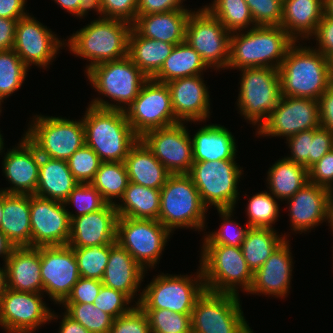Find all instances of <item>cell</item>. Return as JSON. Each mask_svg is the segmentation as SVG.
Instances as JSON below:
<instances>
[{"instance_id":"obj_9","label":"cell","mask_w":333,"mask_h":333,"mask_svg":"<svg viewBox=\"0 0 333 333\" xmlns=\"http://www.w3.org/2000/svg\"><path fill=\"white\" fill-rule=\"evenodd\" d=\"M241 71L237 106L243 119L258 130L268 119L281 98L278 69L269 67L245 68Z\"/></svg>"},{"instance_id":"obj_51","label":"cell","mask_w":333,"mask_h":333,"mask_svg":"<svg viewBox=\"0 0 333 333\" xmlns=\"http://www.w3.org/2000/svg\"><path fill=\"white\" fill-rule=\"evenodd\" d=\"M255 26H280L283 0H245Z\"/></svg>"},{"instance_id":"obj_8","label":"cell","mask_w":333,"mask_h":333,"mask_svg":"<svg viewBox=\"0 0 333 333\" xmlns=\"http://www.w3.org/2000/svg\"><path fill=\"white\" fill-rule=\"evenodd\" d=\"M35 117V118H34ZM24 135L40 156L67 161L85 145L83 120L35 115Z\"/></svg>"},{"instance_id":"obj_40","label":"cell","mask_w":333,"mask_h":333,"mask_svg":"<svg viewBox=\"0 0 333 333\" xmlns=\"http://www.w3.org/2000/svg\"><path fill=\"white\" fill-rule=\"evenodd\" d=\"M275 229L249 227L241 250L246 263L254 273L286 239V234H277ZM282 236V237H280Z\"/></svg>"},{"instance_id":"obj_5","label":"cell","mask_w":333,"mask_h":333,"mask_svg":"<svg viewBox=\"0 0 333 333\" xmlns=\"http://www.w3.org/2000/svg\"><path fill=\"white\" fill-rule=\"evenodd\" d=\"M86 76L95 89L114 101L95 98L89 105L101 109L123 110L134 101L144 83L149 79L129 56L118 60L106 61L89 68Z\"/></svg>"},{"instance_id":"obj_62","label":"cell","mask_w":333,"mask_h":333,"mask_svg":"<svg viewBox=\"0 0 333 333\" xmlns=\"http://www.w3.org/2000/svg\"><path fill=\"white\" fill-rule=\"evenodd\" d=\"M79 2L78 12L75 14L76 17L84 18L89 11L95 9L93 11H95L97 15H100L98 16L99 19L103 18L102 0H80Z\"/></svg>"},{"instance_id":"obj_45","label":"cell","mask_w":333,"mask_h":333,"mask_svg":"<svg viewBox=\"0 0 333 333\" xmlns=\"http://www.w3.org/2000/svg\"><path fill=\"white\" fill-rule=\"evenodd\" d=\"M276 199L270 192L266 191L256 193L250 197L246 207V214L249 219L247 225L249 227L274 229L272 224L278 220L280 213Z\"/></svg>"},{"instance_id":"obj_66","label":"cell","mask_w":333,"mask_h":333,"mask_svg":"<svg viewBox=\"0 0 333 333\" xmlns=\"http://www.w3.org/2000/svg\"><path fill=\"white\" fill-rule=\"evenodd\" d=\"M4 267H0V300L2 296L6 293L7 287V268L6 265Z\"/></svg>"},{"instance_id":"obj_43","label":"cell","mask_w":333,"mask_h":333,"mask_svg":"<svg viewBox=\"0 0 333 333\" xmlns=\"http://www.w3.org/2000/svg\"><path fill=\"white\" fill-rule=\"evenodd\" d=\"M29 69L13 49L0 51L1 101L20 89Z\"/></svg>"},{"instance_id":"obj_19","label":"cell","mask_w":333,"mask_h":333,"mask_svg":"<svg viewBox=\"0 0 333 333\" xmlns=\"http://www.w3.org/2000/svg\"><path fill=\"white\" fill-rule=\"evenodd\" d=\"M31 247L68 245L70 218L65 203L30 195Z\"/></svg>"},{"instance_id":"obj_55","label":"cell","mask_w":333,"mask_h":333,"mask_svg":"<svg viewBox=\"0 0 333 333\" xmlns=\"http://www.w3.org/2000/svg\"><path fill=\"white\" fill-rule=\"evenodd\" d=\"M309 182L333 192V149L308 169Z\"/></svg>"},{"instance_id":"obj_7","label":"cell","mask_w":333,"mask_h":333,"mask_svg":"<svg viewBox=\"0 0 333 333\" xmlns=\"http://www.w3.org/2000/svg\"><path fill=\"white\" fill-rule=\"evenodd\" d=\"M201 248L199 262L207 291L236 295H239L237 289L240 288L246 293L249 291L253 272L243 257L241 247L203 244Z\"/></svg>"},{"instance_id":"obj_48","label":"cell","mask_w":333,"mask_h":333,"mask_svg":"<svg viewBox=\"0 0 333 333\" xmlns=\"http://www.w3.org/2000/svg\"><path fill=\"white\" fill-rule=\"evenodd\" d=\"M233 210L235 209H217L219 216L223 219L222 225L217 231H212L203 238V244H220L233 247H241L249 225L245 228L232 220Z\"/></svg>"},{"instance_id":"obj_29","label":"cell","mask_w":333,"mask_h":333,"mask_svg":"<svg viewBox=\"0 0 333 333\" xmlns=\"http://www.w3.org/2000/svg\"><path fill=\"white\" fill-rule=\"evenodd\" d=\"M191 12L187 8L137 15L132 28L142 37L178 45L185 41L187 20Z\"/></svg>"},{"instance_id":"obj_33","label":"cell","mask_w":333,"mask_h":333,"mask_svg":"<svg viewBox=\"0 0 333 333\" xmlns=\"http://www.w3.org/2000/svg\"><path fill=\"white\" fill-rule=\"evenodd\" d=\"M124 164L130 182L152 189H161L171 175L140 139L130 149Z\"/></svg>"},{"instance_id":"obj_50","label":"cell","mask_w":333,"mask_h":333,"mask_svg":"<svg viewBox=\"0 0 333 333\" xmlns=\"http://www.w3.org/2000/svg\"><path fill=\"white\" fill-rule=\"evenodd\" d=\"M101 162L99 156L86 145L67 160L72 175L79 183H91Z\"/></svg>"},{"instance_id":"obj_69","label":"cell","mask_w":333,"mask_h":333,"mask_svg":"<svg viewBox=\"0 0 333 333\" xmlns=\"http://www.w3.org/2000/svg\"><path fill=\"white\" fill-rule=\"evenodd\" d=\"M3 190L0 189V223L3 216Z\"/></svg>"},{"instance_id":"obj_25","label":"cell","mask_w":333,"mask_h":333,"mask_svg":"<svg viewBox=\"0 0 333 333\" xmlns=\"http://www.w3.org/2000/svg\"><path fill=\"white\" fill-rule=\"evenodd\" d=\"M286 239L264 264L253 273L252 285L247 294L286 297L290 292L293 258Z\"/></svg>"},{"instance_id":"obj_67","label":"cell","mask_w":333,"mask_h":333,"mask_svg":"<svg viewBox=\"0 0 333 333\" xmlns=\"http://www.w3.org/2000/svg\"><path fill=\"white\" fill-rule=\"evenodd\" d=\"M327 221H328V226L331 227L332 233H333V192L330 196L329 202H328V207H327Z\"/></svg>"},{"instance_id":"obj_26","label":"cell","mask_w":333,"mask_h":333,"mask_svg":"<svg viewBox=\"0 0 333 333\" xmlns=\"http://www.w3.org/2000/svg\"><path fill=\"white\" fill-rule=\"evenodd\" d=\"M332 192L322 186L308 182L290 199L289 212L292 229L295 232L311 231L327 221V207Z\"/></svg>"},{"instance_id":"obj_54","label":"cell","mask_w":333,"mask_h":333,"mask_svg":"<svg viewBox=\"0 0 333 333\" xmlns=\"http://www.w3.org/2000/svg\"><path fill=\"white\" fill-rule=\"evenodd\" d=\"M102 285L100 280L80 277L62 303H94Z\"/></svg>"},{"instance_id":"obj_12","label":"cell","mask_w":333,"mask_h":333,"mask_svg":"<svg viewBox=\"0 0 333 333\" xmlns=\"http://www.w3.org/2000/svg\"><path fill=\"white\" fill-rule=\"evenodd\" d=\"M241 307L239 295L205 290L192 310V333H253Z\"/></svg>"},{"instance_id":"obj_2","label":"cell","mask_w":333,"mask_h":333,"mask_svg":"<svg viewBox=\"0 0 333 333\" xmlns=\"http://www.w3.org/2000/svg\"><path fill=\"white\" fill-rule=\"evenodd\" d=\"M295 41L281 26H256L231 33L227 69H278Z\"/></svg>"},{"instance_id":"obj_52","label":"cell","mask_w":333,"mask_h":333,"mask_svg":"<svg viewBox=\"0 0 333 333\" xmlns=\"http://www.w3.org/2000/svg\"><path fill=\"white\" fill-rule=\"evenodd\" d=\"M132 302L124 293L102 285L95 298L94 306L116 319L128 313L135 306L130 305Z\"/></svg>"},{"instance_id":"obj_30","label":"cell","mask_w":333,"mask_h":333,"mask_svg":"<svg viewBox=\"0 0 333 333\" xmlns=\"http://www.w3.org/2000/svg\"><path fill=\"white\" fill-rule=\"evenodd\" d=\"M191 141L194 162L236 159L235 137L220 124L204 125Z\"/></svg>"},{"instance_id":"obj_38","label":"cell","mask_w":333,"mask_h":333,"mask_svg":"<svg viewBox=\"0 0 333 333\" xmlns=\"http://www.w3.org/2000/svg\"><path fill=\"white\" fill-rule=\"evenodd\" d=\"M116 203L119 217L158 220L160 189H152L129 181L123 197Z\"/></svg>"},{"instance_id":"obj_65","label":"cell","mask_w":333,"mask_h":333,"mask_svg":"<svg viewBox=\"0 0 333 333\" xmlns=\"http://www.w3.org/2000/svg\"><path fill=\"white\" fill-rule=\"evenodd\" d=\"M80 0H54L55 3L66 10L68 13L75 15L78 12Z\"/></svg>"},{"instance_id":"obj_24","label":"cell","mask_w":333,"mask_h":333,"mask_svg":"<svg viewBox=\"0 0 333 333\" xmlns=\"http://www.w3.org/2000/svg\"><path fill=\"white\" fill-rule=\"evenodd\" d=\"M117 218L116 206L110 203L96 212L73 218L68 245L83 248L116 242Z\"/></svg>"},{"instance_id":"obj_14","label":"cell","mask_w":333,"mask_h":333,"mask_svg":"<svg viewBox=\"0 0 333 333\" xmlns=\"http://www.w3.org/2000/svg\"><path fill=\"white\" fill-rule=\"evenodd\" d=\"M230 37L231 33L204 6L198 11L193 10L188 17L185 41L200 54L210 69H227Z\"/></svg>"},{"instance_id":"obj_64","label":"cell","mask_w":333,"mask_h":333,"mask_svg":"<svg viewBox=\"0 0 333 333\" xmlns=\"http://www.w3.org/2000/svg\"><path fill=\"white\" fill-rule=\"evenodd\" d=\"M15 246L9 241L5 234L0 230V257L3 258L4 264L10 257Z\"/></svg>"},{"instance_id":"obj_39","label":"cell","mask_w":333,"mask_h":333,"mask_svg":"<svg viewBox=\"0 0 333 333\" xmlns=\"http://www.w3.org/2000/svg\"><path fill=\"white\" fill-rule=\"evenodd\" d=\"M207 68L209 67L202 60L200 54L186 41H183L174 46L170 55L152 79L168 83L178 78L203 75Z\"/></svg>"},{"instance_id":"obj_71","label":"cell","mask_w":333,"mask_h":333,"mask_svg":"<svg viewBox=\"0 0 333 333\" xmlns=\"http://www.w3.org/2000/svg\"><path fill=\"white\" fill-rule=\"evenodd\" d=\"M1 132V131H0ZM4 139H3V136L2 134L0 133V153L4 152Z\"/></svg>"},{"instance_id":"obj_34","label":"cell","mask_w":333,"mask_h":333,"mask_svg":"<svg viewBox=\"0 0 333 333\" xmlns=\"http://www.w3.org/2000/svg\"><path fill=\"white\" fill-rule=\"evenodd\" d=\"M78 183L67 161L41 156L35 195L64 202Z\"/></svg>"},{"instance_id":"obj_22","label":"cell","mask_w":333,"mask_h":333,"mask_svg":"<svg viewBox=\"0 0 333 333\" xmlns=\"http://www.w3.org/2000/svg\"><path fill=\"white\" fill-rule=\"evenodd\" d=\"M18 146L4 153L2 171L10 187L2 188L8 194H35L39 178L40 154L23 134Z\"/></svg>"},{"instance_id":"obj_49","label":"cell","mask_w":333,"mask_h":333,"mask_svg":"<svg viewBox=\"0 0 333 333\" xmlns=\"http://www.w3.org/2000/svg\"><path fill=\"white\" fill-rule=\"evenodd\" d=\"M64 203L66 207L72 204L77 209V213L73 214L67 208L70 221L78 216L96 212L107 204L91 183H78Z\"/></svg>"},{"instance_id":"obj_44","label":"cell","mask_w":333,"mask_h":333,"mask_svg":"<svg viewBox=\"0 0 333 333\" xmlns=\"http://www.w3.org/2000/svg\"><path fill=\"white\" fill-rule=\"evenodd\" d=\"M64 313L80 323L90 333H109L113 318L94 306V303H61Z\"/></svg>"},{"instance_id":"obj_10","label":"cell","mask_w":333,"mask_h":333,"mask_svg":"<svg viewBox=\"0 0 333 333\" xmlns=\"http://www.w3.org/2000/svg\"><path fill=\"white\" fill-rule=\"evenodd\" d=\"M191 275L159 274L145 288L138 306L141 309H168L174 313L192 314L196 300L205 289L201 267Z\"/></svg>"},{"instance_id":"obj_11","label":"cell","mask_w":333,"mask_h":333,"mask_svg":"<svg viewBox=\"0 0 333 333\" xmlns=\"http://www.w3.org/2000/svg\"><path fill=\"white\" fill-rule=\"evenodd\" d=\"M242 169L235 160L201 161L192 164L188 175L207 208L234 209Z\"/></svg>"},{"instance_id":"obj_32","label":"cell","mask_w":333,"mask_h":333,"mask_svg":"<svg viewBox=\"0 0 333 333\" xmlns=\"http://www.w3.org/2000/svg\"><path fill=\"white\" fill-rule=\"evenodd\" d=\"M0 230L15 247H31L30 195L3 191Z\"/></svg>"},{"instance_id":"obj_23","label":"cell","mask_w":333,"mask_h":333,"mask_svg":"<svg viewBox=\"0 0 333 333\" xmlns=\"http://www.w3.org/2000/svg\"><path fill=\"white\" fill-rule=\"evenodd\" d=\"M175 117L180 122H206L210 117V96L202 75L183 77L166 83Z\"/></svg>"},{"instance_id":"obj_37","label":"cell","mask_w":333,"mask_h":333,"mask_svg":"<svg viewBox=\"0 0 333 333\" xmlns=\"http://www.w3.org/2000/svg\"><path fill=\"white\" fill-rule=\"evenodd\" d=\"M268 189L279 201L290 199L309 182L308 169L303 165L279 158L267 172Z\"/></svg>"},{"instance_id":"obj_41","label":"cell","mask_w":333,"mask_h":333,"mask_svg":"<svg viewBox=\"0 0 333 333\" xmlns=\"http://www.w3.org/2000/svg\"><path fill=\"white\" fill-rule=\"evenodd\" d=\"M129 183L124 162H101L91 184L100 192L102 198L116 205V198L123 197ZM114 199V201H113Z\"/></svg>"},{"instance_id":"obj_58","label":"cell","mask_w":333,"mask_h":333,"mask_svg":"<svg viewBox=\"0 0 333 333\" xmlns=\"http://www.w3.org/2000/svg\"><path fill=\"white\" fill-rule=\"evenodd\" d=\"M185 0H138L137 15H148L186 9L182 5Z\"/></svg>"},{"instance_id":"obj_16","label":"cell","mask_w":333,"mask_h":333,"mask_svg":"<svg viewBox=\"0 0 333 333\" xmlns=\"http://www.w3.org/2000/svg\"><path fill=\"white\" fill-rule=\"evenodd\" d=\"M41 295L44 294L8 288L0 300V327L6 333H32L53 319L58 320Z\"/></svg>"},{"instance_id":"obj_68","label":"cell","mask_w":333,"mask_h":333,"mask_svg":"<svg viewBox=\"0 0 333 333\" xmlns=\"http://www.w3.org/2000/svg\"><path fill=\"white\" fill-rule=\"evenodd\" d=\"M324 14L333 18V0H324Z\"/></svg>"},{"instance_id":"obj_63","label":"cell","mask_w":333,"mask_h":333,"mask_svg":"<svg viewBox=\"0 0 333 333\" xmlns=\"http://www.w3.org/2000/svg\"><path fill=\"white\" fill-rule=\"evenodd\" d=\"M62 317L58 333H90L80 323L72 320L65 313Z\"/></svg>"},{"instance_id":"obj_27","label":"cell","mask_w":333,"mask_h":333,"mask_svg":"<svg viewBox=\"0 0 333 333\" xmlns=\"http://www.w3.org/2000/svg\"><path fill=\"white\" fill-rule=\"evenodd\" d=\"M146 270L117 241L110 244V254L104 271L102 284L124 293L131 301L136 298L138 305L142 296L139 288ZM136 295V296H135Z\"/></svg>"},{"instance_id":"obj_35","label":"cell","mask_w":333,"mask_h":333,"mask_svg":"<svg viewBox=\"0 0 333 333\" xmlns=\"http://www.w3.org/2000/svg\"><path fill=\"white\" fill-rule=\"evenodd\" d=\"M288 141V142H287ZM291 156L285 158L309 169L333 149V133L321 126L286 139Z\"/></svg>"},{"instance_id":"obj_31","label":"cell","mask_w":333,"mask_h":333,"mask_svg":"<svg viewBox=\"0 0 333 333\" xmlns=\"http://www.w3.org/2000/svg\"><path fill=\"white\" fill-rule=\"evenodd\" d=\"M323 15L324 0H283L280 26L297 43L310 40Z\"/></svg>"},{"instance_id":"obj_60","label":"cell","mask_w":333,"mask_h":333,"mask_svg":"<svg viewBox=\"0 0 333 333\" xmlns=\"http://www.w3.org/2000/svg\"><path fill=\"white\" fill-rule=\"evenodd\" d=\"M27 0H0V17L19 20L29 15L24 6Z\"/></svg>"},{"instance_id":"obj_46","label":"cell","mask_w":333,"mask_h":333,"mask_svg":"<svg viewBox=\"0 0 333 333\" xmlns=\"http://www.w3.org/2000/svg\"><path fill=\"white\" fill-rule=\"evenodd\" d=\"M80 277L102 280L110 254V244L72 248Z\"/></svg>"},{"instance_id":"obj_53","label":"cell","mask_w":333,"mask_h":333,"mask_svg":"<svg viewBox=\"0 0 333 333\" xmlns=\"http://www.w3.org/2000/svg\"><path fill=\"white\" fill-rule=\"evenodd\" d=\"M109 333H151L148 317L135 305L128 313L113 320Z\"/></svg>"},{"instance_id":"obj_1","label":"cell","mask_w":333,"mask_h":333,"mask_svg":"<svg viewBox=\"0 0 333 333\" xmlns=\"http://www.w3.org/2000/svg\"><path fill=\"white\" fill-rule=\"evenodd\" d=\"M295 42L278 68L281 96L317 100L332 84L329 59L314 47ZM303 46V47H302Z\"/></svg>"},{"instance_id":"obj_17","label":"cell","mask_w":333,"mask_h":333,"mask_svg":"<svg viewBox=\"0 0 333 333\" xmlns=\"http://www.w3.org/2000/svg\"><path fill=\"white\" fill-rule=\"evenodd\" d=\"M156 128L145 132L140 140L171 174H188L193 160L191 135L184 125Z\"/></svg>"},{"instance_id":"obj_57","label":"cell","mask_w":333,"mask_h":333,"mask_svg":"<svg viewBox=\"0 0 333 333\" xmlns=\"http://www.w3.org/2000/svg\"><path fill=\"white\" fill-rule=\"evenodd\" d=\"M315 36V37H313ZM312 39L315 38V50L322 53L326 58L333 56V18L324 14L319 22ZM318 43V44H317ZM318 48V49H317Z\"/></svg>"},{"instance_id":"obj_36","label":"cell","mask_w":333,"mask_h":333,"mask_svg":"<svg viewBox=\"0 0 333 333\" xmlns=\"http://www.w3.org/2000/svg\"><path fill=\"white\" fill-rule=\"evenodd\" d=\"M174 46L161 40L142 37L132 28L129 34L128 56L148 78H152Z\"/></svg>"},{"instance_id":"obj_56","label":"cell","mask_w":333,"mask_h":333,"mask_svg":"<svg viewBox=\"0 0 333 333\" xmlns=\"http://www.w3.org/2000/svg\"><path fill=\"white\" fill-rule=\"evenodd\" d=\"M138 0H102L103 17L128 21L131 24L137 17Z\"/></svg>"},{"instance_id":"obj_42","label":"cell","mask_w":333,"mask_h":333,"mask_svg":"<svg viewBox=\"0 0 333 333\" xmlns=\"http://www.w3.org/2000/svg\"><path fill=\"white\" fill-rule=\"evenodd\" d=\"M204 7L230 33L244 31L251 26L256 27L245 0H214Z\"/></svg>"},{"instance_id":"obj_18","label":"cell","mask_w":333,"mask_h":333,"mask_svg":"<svg viewBox=\"0 0 333 333\" xmlns=\"http://www.w3.org/2000/svg\"><path fill=\"white\" fill-rule=\"evenodd\" d=\"M320 127L319 103L301 97L281 96L268 119L256 131L263 137L289 138L301 131Z\"/></svg>"},{"instance_id":"obj_6","label":"cell","mask_w":333,"mask_h":333,"mask_svg":"<svg viewBox=\"0 0 333 333\" xmlns=\"http://www.w3.org/2000/svg\"><path fill=\"white\" fill-rule=\"evenodd\" d=\"M207 211L208 208L188 174H171L160 189L158 221L171 233L176 228L206 230Z\"/></svg>"},{"instance_id":"obj_59","label":"cell","mask_w":333,"mask_h":333,"mask_svg":"<svg viewBox=\"0 0 333 333\" xmlns=\"http://www.w3.org/2000/svg\"><path fill=\"white\" fill-rule=\"evenodd\" d=\"M320 126L333 133V83L318 99Z\"/></svg>"},{"instance_id":"obj_70","label":"cell","mask_w":333,"mask_h":333,"mask_svg":"<svg viewBox=\"0 0 333 333\" xmlns=\"http://www.w3.org/2000/svg\"><path fill=\"white\" fill-rule=\"evenodd\" d=\"M329 65H330V74H331V80L333 83V56L329 58Z\"/></svg>"},{"instance_id":"obj_3","label":"cell","mask_w":333,"mask_h":333,"mask_svg":"<svg viewBox=\"0 0 333 333\" xmlns=\"http://www.w3.org/2000/svg\"><path fill=\"white\" fill-rule=\"evenodd\" d=\"M82 117L85 145L102 162H124L140 137L133 131L123 110L101 109L91 105Z\"/></svg>"},{"instance_id":"obj_20","label":"cell","mask_w":333,"mask_h":333,"mask_svg":"<svg viewBox=\"0 0 333 333\" xmlns=\"http://www.w3.org/2000/svg\"><path fill=\"white\" fill-rule=\"evenodd\" d=\"M40 263L43 294L60 305L80 278L74 250L69 245L42 246Z\"/></svg>"},{"instance_id":"obj_61","label":"cell","mask_w":333,"mask_h":333,"mask_svg":"<svg viewBox=\"0 0 333 333\" xmlns=\"http://www.w3.org/2000/svg\"><path fill=\"white\" fill-rule=\"evenodd\" d=\"M18 20L0 17V51L13 49Z\"/></svg>"},{"instance_id":"obj_15","label":"cell","mask_w":333,"mask_h":333,"mask_svg":"<svg viewBox=\"0 0 333 333\" xmlns=\"http://www.w3.org/2000/svg\"><path fill=\"white\" fill-rule=\"evenodd\" d=\"M124 112L131 128L139 137L149 130L180 122L172 109L169 87L152 78L144 83L138 96Z\"/></svg>"},{"instance_id":"obj_4","label":"cell","mask_w":333,"mask_h":333,"mask_svg":"<svg viewBox=\"0 0 333 333\" xmlns=\"http://www.w3.org/2000/svg\"><path fill=\"white\" fill-rule=\"evenodd\" d=\"M132 24L116 18H97L73 33L65 46L74 55L91 61L86 71L106 61L128 56ZM68 41V42H66Z\"/></svg>"},{"instance_id":"obj_13","label":"cell","mask_w":333,"mask_h":333,"mask_svg":"<svg viewBox=\"0 0 333 333\" xmlns=\"http://www.w3.org/2000/svg\"><path fill=\"white\" fill-rule=\"evenodd\" d=\"M171 234L158 220L117 218L116 241L146 271L157 266Z\"/></svg>"},{"instance_id":"obj_21","label":"cell","mask_w":333,"mask_h":333,"mask_svg":"<svg viewBox=\"0 0 333 333\" xmlns=\"http://www.w3.org/2000/svg\"><path fill=\"white\" fill-rule=\"evenodd\" d=\"M64 41L33 16L27 15L16 24L13 50L28 68L34 64L46 69L65 45Z\"/></svg>"},{"instance_id":"obj_28","label":"cell","mask_w":333,"mask_h":333,"mask_svg":"<svg viewBox=\"0 0 333 333\" xmlns=\"http://www.w3.org/2000/svg\"><path fill=\"white\" fill-rule=\"evenodd\" d=\"M5 265L9 289L43 293L40 247H15Z\"/></svg>"},{"instance_id":"obj_47","label":"cell","mask_w":333,"mask_h":333,"mask_svg":"<svg viewBox=\"0 0 333 333\" xmlns=\"http://www.w3.org/2000/svg\"><path fill=\"white\" fill-rule=\"evenodd\" d=\"M148 317L151 333H192L191 314L168 309H142Z\"/></svg>"},{"instance_id":"obj_72","label":"cell","mask_w":333,"mask_h":333,"mask_svg":"<svg viewBox=\"0 0 333 333\" xmlns=\"http://www.w3.org/2000/svg\"><path fill=\"white\" fill-rule=\"evenodd\" d=\"M2 102H3V101L0 100V114H1V112H2V109H1Z\"/></svg>"}]
</instances>
